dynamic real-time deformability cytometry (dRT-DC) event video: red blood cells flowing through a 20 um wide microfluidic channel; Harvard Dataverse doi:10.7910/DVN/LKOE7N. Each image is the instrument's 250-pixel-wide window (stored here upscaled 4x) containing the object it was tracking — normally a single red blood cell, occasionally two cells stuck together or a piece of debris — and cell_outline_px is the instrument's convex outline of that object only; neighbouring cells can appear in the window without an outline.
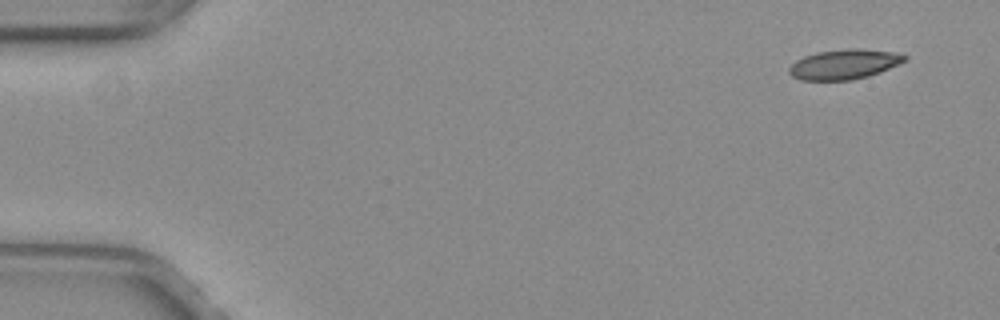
{"species": "common noctule bat (a hibernating species)", "species_latin": "Nyctalus noctula", "temperature_condition": "warm", "stored_images_in_passage": 50, "camera_frame_rate_fps": 3000, "um_per_image_px": 0.085, "animal": {"sex": "female", "body_mass_g": 29.2, "forearm_length_mm": 56.3}, "frame": {"image": 1, "passage_image": 1, "time_ms": 0.0, "image_size_px": [1000, 320], "cell_outline_px": [[908, 60], [880, 72], [868, 76], [852, 80], [800, 80], [792, 76], [788, 72], [788, 68], [796, 60], [804, 56], [816, 52], [848, 48], [856, 48], [892, 52], [908, 56]], "centroid_in_image_um": [71.74, 5.46], "position_along_channel_um": 13.3, "area_um2": 20.17}}
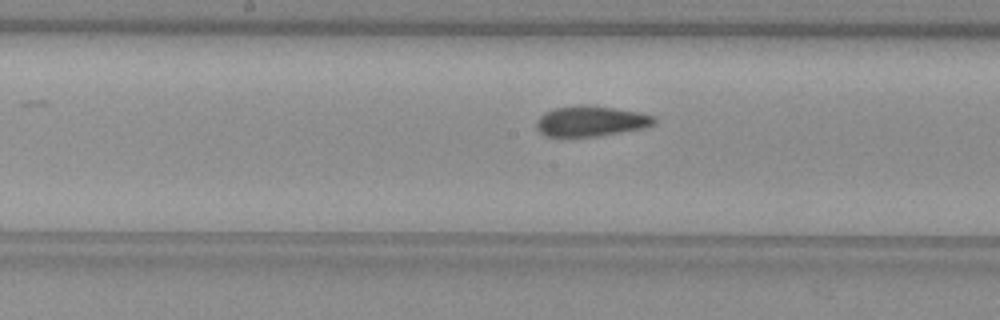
{"frame": {"image": 2, "passage_image": 25, "time_ms": 8.0, "image_size_px": [1000, 320], "cell_outline_px": [[656, 124], [644, 128], [596, 136], [548, 136], [540, 132], [536, 128], [536, 120], [544, 112], [556, 108], [576, 104], [588, 104], [616, 108], [640, 112], [656, 116]], "centroid_in_image_um": [50.25, 10.27], "position_along_channel_um": 198.0, "area_um2": 21.1}}
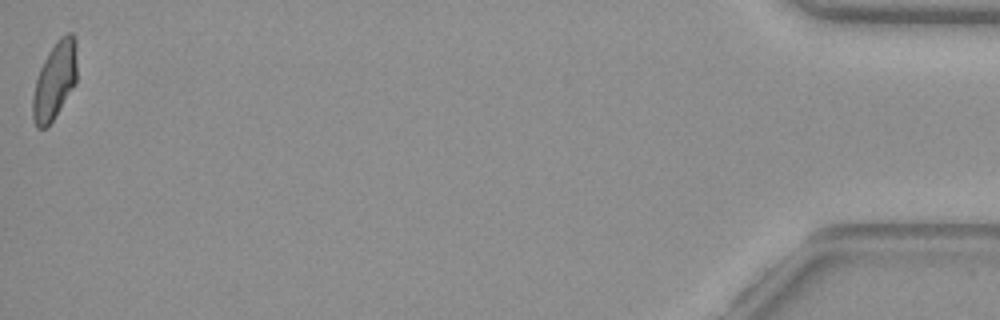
{"frame": {"image": 3, "passage_image": 50, "time_ms": 16.333, "image_size_px": [1000, 320], "cell_outline_px": [[76, 80], [52, 120], [44, 128], [36, 128], [32, 116], [32, 96], [36, 80], [40, 68], [48, 52], [56, 40], [60, 36], [68, 32], [72, 32], [76, 40]], "centroid_in_image_um": [4.63, 6.79], "position_along_channel_um": 430.6, "area_um2": 19.59}, "authors_computed_cell_mechanics": {"area_um2": 20.5479, "velocity_mm_per_s": 3.986, "shape_relaxation_time_tau1_ms": null, "shape_relaxation_time_tau2_ms": 1.7255, "deformation_change_tau1": null, "deformation_change_tau2": 0.0733}}